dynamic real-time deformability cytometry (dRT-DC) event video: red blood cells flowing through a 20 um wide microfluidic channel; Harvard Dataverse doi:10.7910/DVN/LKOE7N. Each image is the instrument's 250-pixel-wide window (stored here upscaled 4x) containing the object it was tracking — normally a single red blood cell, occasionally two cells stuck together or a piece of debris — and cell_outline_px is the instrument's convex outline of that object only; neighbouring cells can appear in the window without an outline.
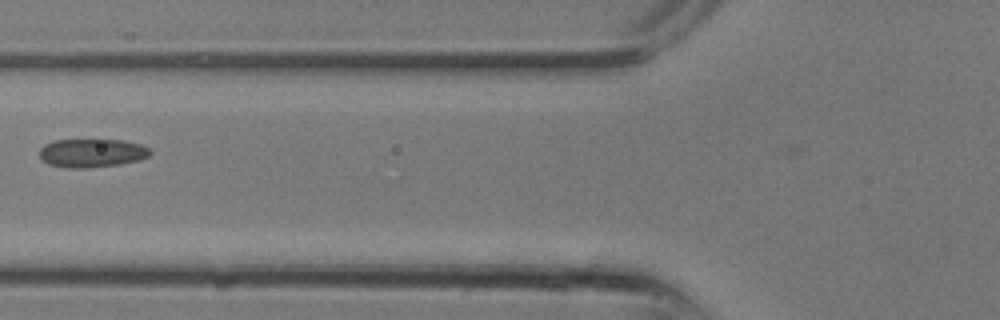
{"species": "common noctule bat (a hibernating species)", "species_latin": "Nyctalus noctula", "temperature_condition": "room temperature", "stored_images_in_passage": 15, "camera_frame_rate_fps": 3000, "um_per_image_px": 0.085, "animal": {"sex": "male", "body_mass_g": 13.3}, "frame": {"image": 1, "passage_image": 11, "time_ms": 3.333, "image_size_px": [1000, 320], "cell_outline_px": [[152, 152], [148, 156], [140, 160], [120, 164], [88, 168], [64, 168], [48, 164], [40, 156], [40, 148], [44, 144], [52, 140], [124, 140], [140, 144], [148, 148]], "centroid_in_image_um": [7.8, 13.01], "position_along_channel_um": 118.0, "area_um2": 18.5}}
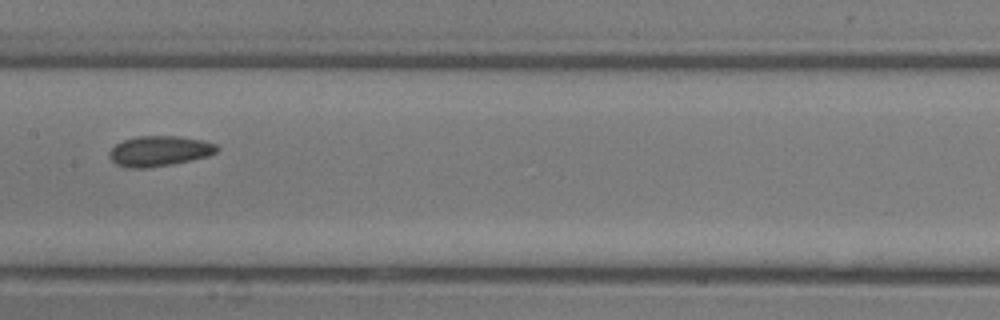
{"frame": {"image": 2, "passage_image": 14, "time_ms": 4.333, "image_size_px": [1000, 320], "cell_outline_px": [[220, 148], [216, 152], [208, 156], [192, 160], [172, 164], [144, 168], [128, 168], [116, 164], [108, 156], [108, 152], [116, 144], [124, 140], [136, 136], [180, 136], [204, 140], [216, 144]], "centroid_in_image_um": [13.56, 12.83], "position_along_channel_um": 193.8, "area_um2": 19.13}}